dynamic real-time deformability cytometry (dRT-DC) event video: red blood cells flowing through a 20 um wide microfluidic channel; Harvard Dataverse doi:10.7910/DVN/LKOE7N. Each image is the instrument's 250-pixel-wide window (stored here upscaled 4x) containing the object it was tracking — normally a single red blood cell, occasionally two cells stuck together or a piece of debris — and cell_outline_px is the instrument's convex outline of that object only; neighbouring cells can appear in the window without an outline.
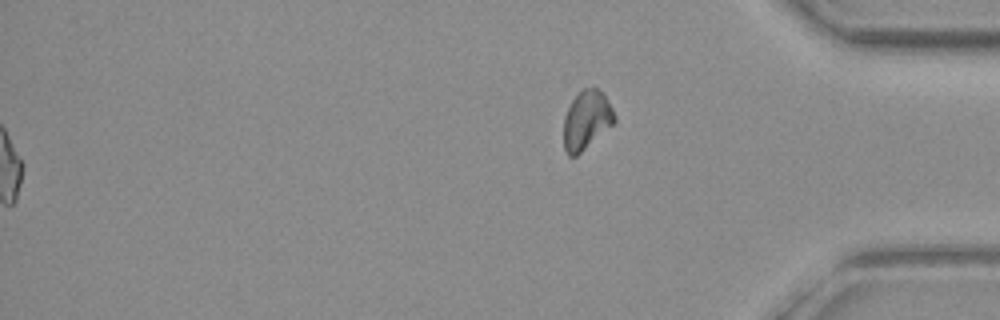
{"species": "common noctule bat (a hibernating species)", "species_latin": "Nyctalus noctula", "temperature_condition": "warm", "stored_images_in_passage": 60, "segment_of_instrument_passage": [2, 2], "camera_frame_rate_fps": 3000, "um_per_image_px": 0.085, "animal": {"sex": "female", "body_mass_g": 19.3, "forearm_length_mm": 54.1}, "frame": {"image": 1, "passage_image": 60, "time_ms": 19.667, "image_size_px": [1000, 320], "cell_outline_px": [[616, 120], [612, 124], [576, 156], [568, 156], [564, 148], [564, 116], [572, 100], [584, 88], [596, 88], [604, 92], [616, 116]], "centroid_in_image_um": [49.85, 10.19], "position_along_channel_um": 385.3, "area_um2": 17.11}}